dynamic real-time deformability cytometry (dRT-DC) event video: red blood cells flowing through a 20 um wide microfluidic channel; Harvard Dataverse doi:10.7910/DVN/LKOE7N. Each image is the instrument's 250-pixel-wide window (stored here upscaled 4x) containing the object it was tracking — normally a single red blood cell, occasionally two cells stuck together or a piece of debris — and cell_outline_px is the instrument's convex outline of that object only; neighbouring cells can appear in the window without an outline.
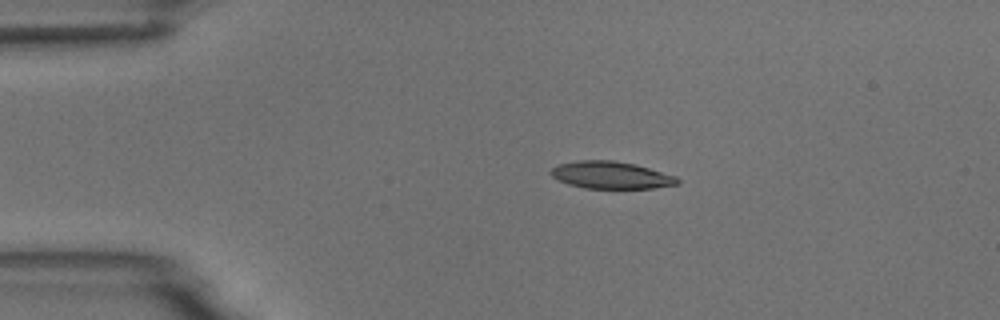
{"species": "common noctule bat (a hibernating species)", "species_latin": "Nyctalus noctula", "temperature_condition": "room temperature", "stored_images_in_passage": 3, "camera_frame_rate_fps": 3000, "um_per_image_px": 0.085, "animal": {"sex": "male", "body_mass_g": 18.8}, "frame": {"image": 1, "passage_image": 1, "time_ms": 0.0, "image_size_px": [1000, 320], "cell_outline_px": [[680, 184], [652, 188], [584, 188], [568, 184], [552, 176], [548, 172], [552, 168], [560, 164], [580, 160], [612, 160], [632, 164], [648, 168], [676, 176], [680, 180]], "centroid_in_image_um": [51.94, 14.89], "position_along_channel_um": 33.1, "area_um2": 19.88}}
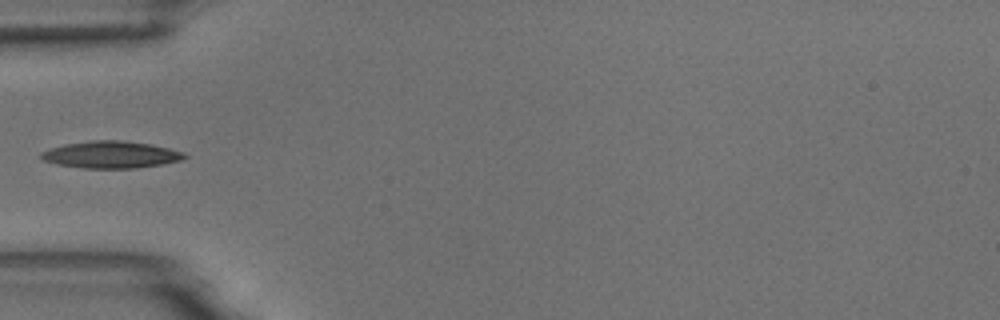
{"frame": {"image": 2, "passage_image": 3, "time_ms": 2.333, "image_size_px": [1000, 320], "cell_outline_px": [[188, 156], [180, 160], [164, 164], [136, 168], [84, 168], [56, 164], [44, 160], [40, 156], [40, 152], [48, 148], [64, 144], [88, 140], [120, 140], [152, 144], [184, 152]], "centroid_in_image_um": [9.41, 13.14], "position_along_channel_um": 75.6, "area_um2": 22.72}}